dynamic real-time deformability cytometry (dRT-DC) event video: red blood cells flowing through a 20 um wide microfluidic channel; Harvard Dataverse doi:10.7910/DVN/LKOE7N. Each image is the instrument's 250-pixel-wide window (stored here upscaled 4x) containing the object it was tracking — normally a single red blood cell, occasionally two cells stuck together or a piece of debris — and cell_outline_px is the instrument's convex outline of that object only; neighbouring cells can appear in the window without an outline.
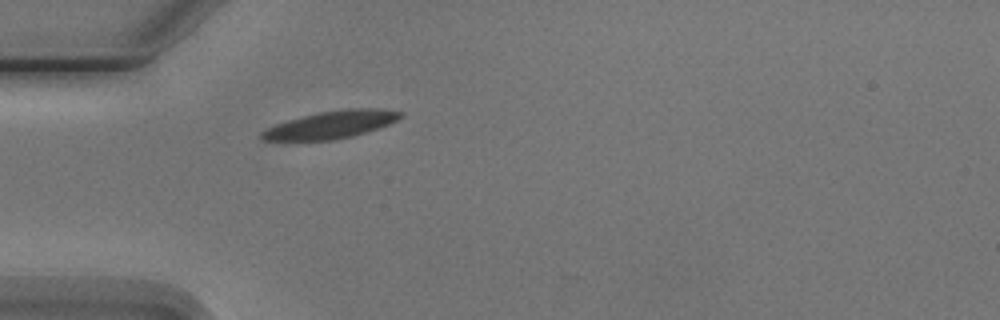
{"species": "Egyptian fruit bat (a non-hibernating species)", "species_latin": "Rousettus aegyptiacus", "temperature_condition": "cold", "stored_images_in_passage": 1, "camera_frame_rate_fps": 3000, "um_per_image_px": 0.085, "animal": {"sex": "male"}, "frame": {"image": 1, "passage_image": 1, "time_ms": 0.0, "image_size_px": [1000, 320], "cell_outline_px": [[404, 116], [388, 124], [352, 136], [332, 140], [260, 140], [260, 132], [276, 124], [288, 120], [320, 112], [348, 108], [384, 108], [404, 112]], "centroid_in_image_um": [28.17, 10.58], "position_along_channel_um": 56.8, "area_um2": 22.02}}